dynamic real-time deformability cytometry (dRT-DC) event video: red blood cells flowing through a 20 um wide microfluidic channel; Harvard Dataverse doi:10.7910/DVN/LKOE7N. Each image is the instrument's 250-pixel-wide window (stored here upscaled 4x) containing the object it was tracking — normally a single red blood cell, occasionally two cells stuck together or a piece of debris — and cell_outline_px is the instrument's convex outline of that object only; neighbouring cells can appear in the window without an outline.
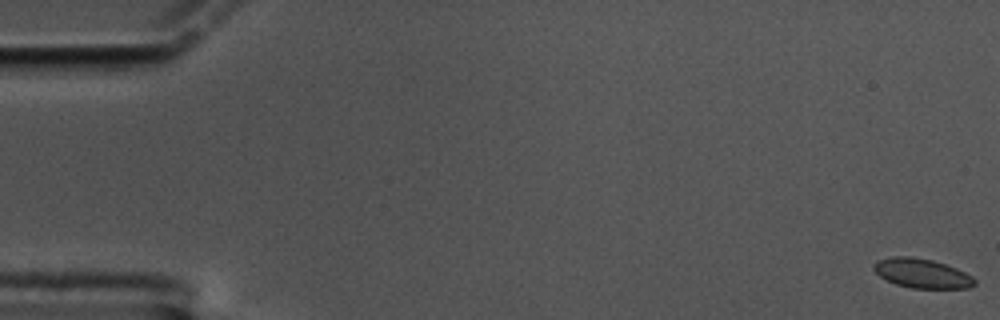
{"species": "common noctule bat (a hibernating species)", "species_latin": "Nyctalus noctula", "temperature_condition": "cold", "stored_images_in_passage": 13, "camera_frame_rate_fps": 3000, "um_per_image_px": 0.085, "animal": {"sex": "male", "body_mass_g": 17.5, "forearm_length_mm": 52.3}, "frame": {"image": 1, "passage_image": 1, "time_ms": 0.0, "image_size_px": [1000, 320], "cell_outline_px": [[972, 284], [960, 288], [920, 288], [900, 284], [888, 280], [876, 268], [876, 264], [884, 260], [928, 260], [952, 268], [968, 276], [972, 280]], "centroid_in_image_um": [78.43, 23.31], "position_along_channel_um": 6.6, "area_um2": 14.51}}